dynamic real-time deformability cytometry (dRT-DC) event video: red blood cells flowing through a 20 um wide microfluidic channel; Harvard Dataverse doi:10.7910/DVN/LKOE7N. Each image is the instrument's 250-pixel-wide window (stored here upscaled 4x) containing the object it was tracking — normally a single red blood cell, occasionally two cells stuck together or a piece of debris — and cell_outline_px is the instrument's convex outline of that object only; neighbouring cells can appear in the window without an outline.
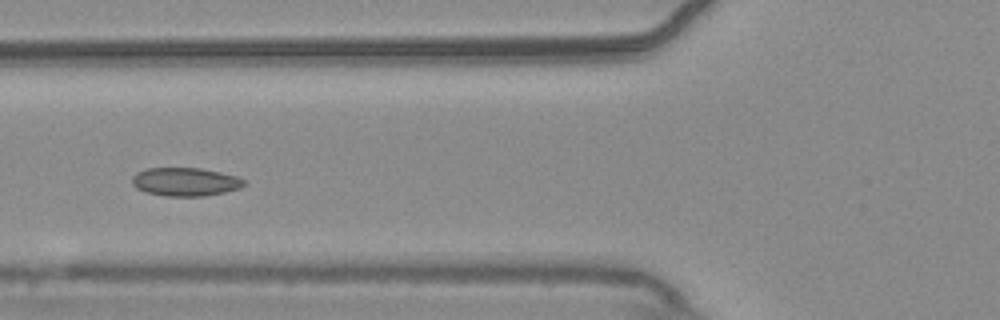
{"species": "common noctule bat (a hibernating species)", "species_latin": "Nyctalus noctula", "temperature_condition": "warm", "stored_images_in_passage": 51, "camera_frame_rate_fps": 3000, "um_per_image_px": 0.085, "animal": {"sex": "male", "body_mass_g": 20.4}, "frame": {"image": 1, "passage_image": 17, "time_ms": 5.333, "image_size_px": [1000, 320], "cell_outline_px": [[248, 184], [240, 188], [224, 192], [204, 196], [164, 196], [144, 192], [136, 188], [132, 184], [132, 176], [136, 172], [144, 168], [200, 168], [220, 172], [236, 176], [248, 180]], "centroid_in_image_um": [15.76, 15.45], "position_along_channel_um": 110.0, "area_um2": 18.84}}
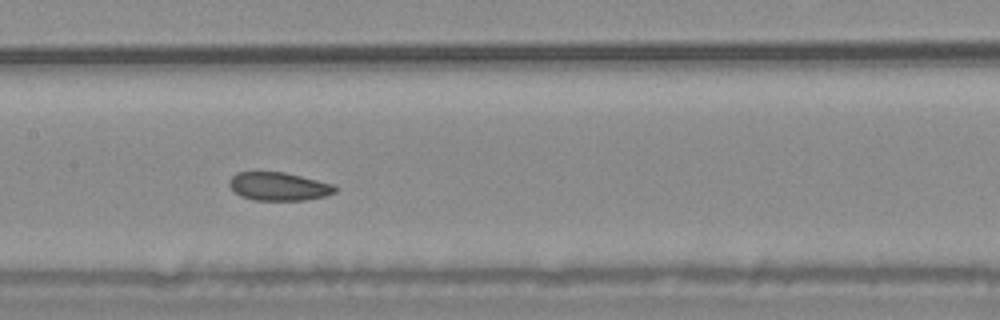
{"frame": {"image": 2, "passage_image": 23, "time_ms": 7.333, "image_size_px": [1000, 320], "cell_outline_px": [[336, 192], [328, 196], [304, 200], [252, 200], [240, 196], [228, 184], [228, 180], [236, 172], [284, 172], [332, 184], [336, 188]], "centroid_in_image_um": [23.67, 15.85], "position_along_channel_um": 183.7, "area_um2": 17.4}}
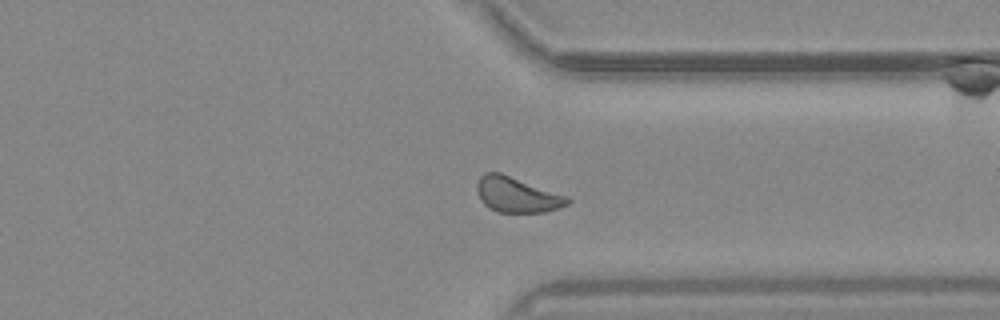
{"frame": {"image": 3, "passage_image": 38, "time_ms": 12.333, "image_size_px": [1000, 320], "cell_outline_px": [[572, 200], [568, 204], [544, 212], [496, 212], [488, 208], [480, 200], [476, 188], [476, 184], [480, 176], [484, 172], [500, 172], [568, 196]], "centroid_in_image_um": [43.91, 16.54], "position_along_channel_um": 367.5, "area_um2": 18.73}, "authors_computed_cell_mechanics": {"area_um2": 18.5538, "velocity_mm_per_s": 3.6863, "shape_relaxation_time_tau1_ms": null, "shape_relaxation_time_tau2_ms": 2.6411, "deformation_change_tau1": null, "deformation_change_tau2": 0.0842}}